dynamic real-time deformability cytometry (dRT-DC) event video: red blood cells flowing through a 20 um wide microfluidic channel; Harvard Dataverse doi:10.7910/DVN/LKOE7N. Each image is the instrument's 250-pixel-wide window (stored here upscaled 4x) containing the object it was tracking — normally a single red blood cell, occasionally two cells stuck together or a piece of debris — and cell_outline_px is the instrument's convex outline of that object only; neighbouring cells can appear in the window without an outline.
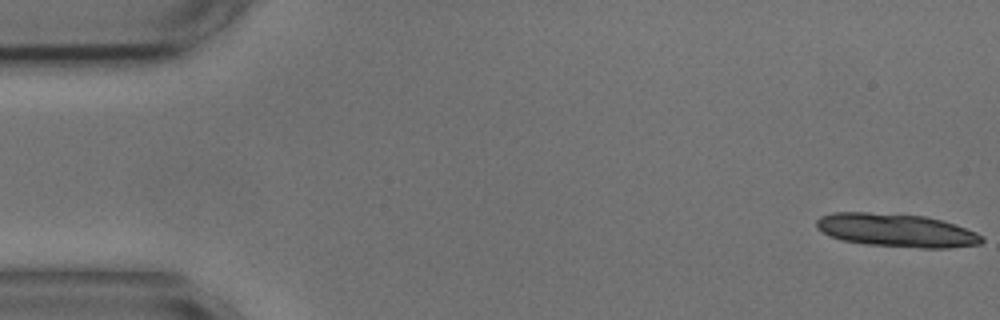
{"species": "common noctule bat (a hibernating species)", "species_latin": "Nyctalus noctula", "temperature_condition": "cold", "stored_images_in_passage": 15, "camera_frame_rate_fps": 3000, "um_per_image_px": 0.085, "animal": {"sex": "male", "body_mass_g": 17.9, "forearm_length_mm": 54.2}, "frame": {"image": 1, "passage_image": 1, "time_ms": 0.0, "image_size_px": [1000, 320], "cell_outline_px": [[984, 240], [980, 244], [948, 248], [920, 248], [868, 244], [844, 240], [828, 236], [816, 228], [816, 220], [820, 216], [832, 212], [868, 212], [924, 216], [956, 224], [976, 232], [984, 236]], "centroid_in_image_um": [76.19, 19.57], "position_along_channel_um": 8.8, "area_um2": 32.14}}